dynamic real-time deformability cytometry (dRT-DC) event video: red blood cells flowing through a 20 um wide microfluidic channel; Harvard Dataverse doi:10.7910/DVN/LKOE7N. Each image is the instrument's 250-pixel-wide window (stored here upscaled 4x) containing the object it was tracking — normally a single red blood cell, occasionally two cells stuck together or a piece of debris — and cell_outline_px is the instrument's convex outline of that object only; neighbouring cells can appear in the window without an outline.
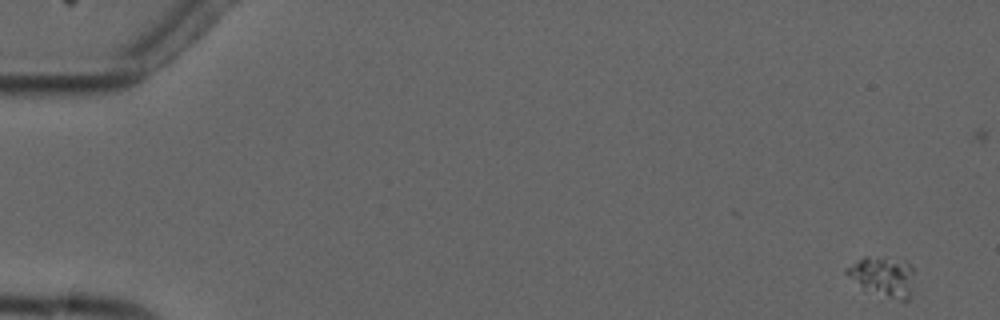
{"species": "common noctule bat (a hibernating species)", "species_latin": "Nyctalus noctula", "temperature_condition": "cold", "stored_images_in_passage": 5, "camera_frame_rate_fps": 3000, "um_per_image_px": 0.085, "animal": {"sex": "male", "forearm_length_mm": 52.5}, "frame": {"image": 1, "passage_image": 1, "time_ms": 0.0, "image_size_px": [1000, 320], "cell_outline_px": [[912, 272], [908, 300], [904, 304], [860, 284], [844, 272], [844, 268], [864, 256], [868, 256], [912, 264]], "centroid_in_image_um": [75.04, 23.5], "position_along_channel_um": 10.0, "area_um2": 14.68}}